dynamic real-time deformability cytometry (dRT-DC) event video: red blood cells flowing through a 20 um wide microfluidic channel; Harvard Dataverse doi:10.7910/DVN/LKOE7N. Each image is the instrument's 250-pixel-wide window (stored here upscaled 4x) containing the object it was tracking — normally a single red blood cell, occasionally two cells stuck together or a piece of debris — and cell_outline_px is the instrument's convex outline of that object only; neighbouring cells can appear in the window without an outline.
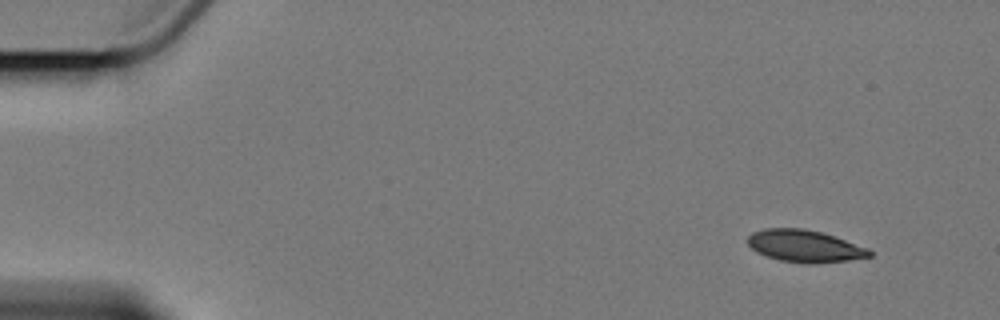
{"species": "Egyptian fruit bat (a non-hibernating species)", "species_latin": "Rousettus aegyptiacus", "temperature_condition": "cold", "stored_images_in_passage": 2, "segment_of_instrument_passage": [2, 2], "camera_frame_rate_fps": 3000, "um_per_image_px": 0.085, "animal": {"sex": "female"}, "frame": {"image": 1, "passage_image": 2, "time_ms": 2.0, "image_size_px": [1000, 320], "cell_outline_px": [[872, 256], [848, 260], [780, 260], [756, 252], [748, 244], [748, 236], [752, 232], [764, 228], [804, 228], [836, 236], [868, 248], [872, 252]], "centroid_in_image_um": [68.37, 20.84], "position_along_channel_um": 16.6, "area_um2": 21.79}}